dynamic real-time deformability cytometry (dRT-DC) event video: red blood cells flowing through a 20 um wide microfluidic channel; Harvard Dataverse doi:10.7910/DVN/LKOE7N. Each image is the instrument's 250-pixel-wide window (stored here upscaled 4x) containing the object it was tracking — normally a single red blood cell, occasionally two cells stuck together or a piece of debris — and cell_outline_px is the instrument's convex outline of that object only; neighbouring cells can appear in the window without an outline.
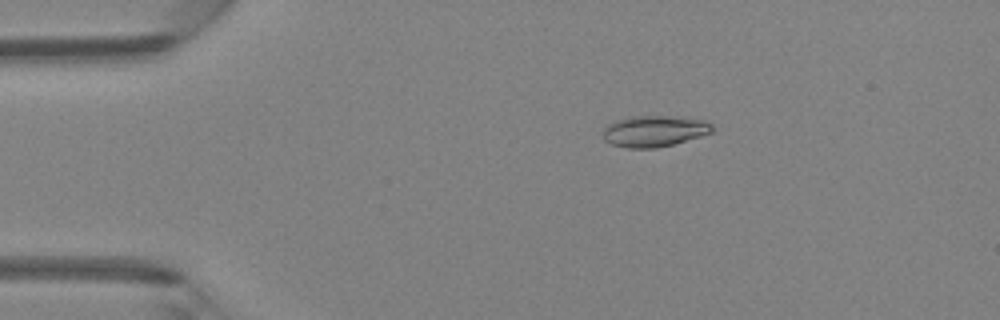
{"species": "Egyptian fruit bat (a non-hibernating species)", "species_latin": "Rousettus aegyptiacus", "temperature_condition": "room temperature", "stored_images_in_passage": 44, "camera_frame_rate_fps": 3000, "um_per_image_px": 0.085, "animal": {"sex": "female"}, "frame": {"image": 1, "passage_image": 6, "time_ms": 1.667, "image_size_px": [1000, 320], "cell_outline_px": [[712, 132], [700, 136], [672, 144], [656, 148], [628, 148], [612, 144], [604, 140], [604, 128], [608, 124], [616, 120], [632, 116], [668, 116], [704, 120], [712, 124]], "centroid_in_image_um": [55.59, 11.14], "position_along_channel_um": 29.4, "area_um2": 19.59}}
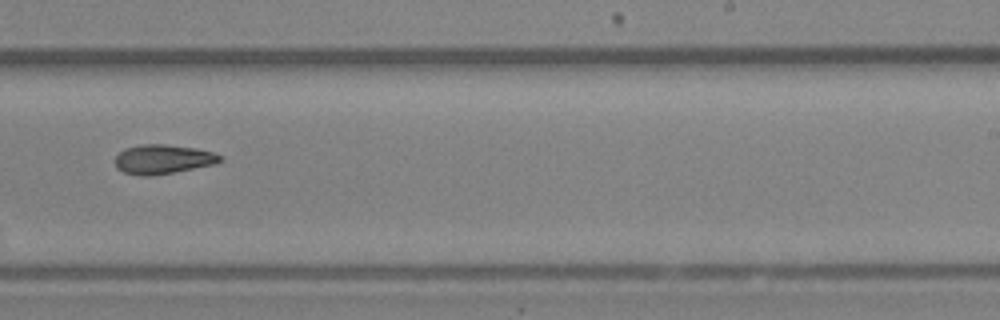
{"frame": {"image": 2, "passage_image": 27, "time_ms": 8.667, "image_size_px": [1000, 320], "cell_outline_px": [[220, 160], [216, 164], [152, 176], [140, 176], [124, 172], [116, 168], [116, 156], [124, 148], [140, 144], [164, 144], [196, 148], [212, 152], [220, 156]], "centroid_in_image_um": [13.81, 13.53], "position_along_channel_um": 275.2, "area_um2": 17.86}}
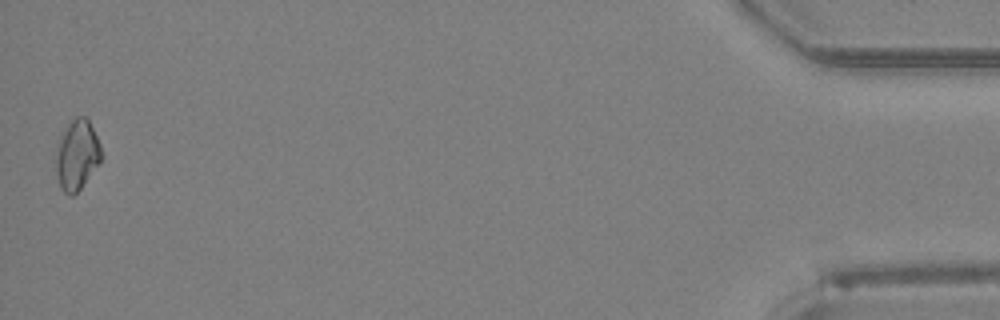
{"frame": {"image": 3, "passage_image": 44, "time_ms": 14.333, "image_size_px": [1000, 320], "cell_outline_px": [[104, 156], [80, 188], [72, 196], [68, 196], [60, 188], [56, 172], [56, 160], [60, 136], [68, 124], [76, 116], [84, 116], [88, 120], [100, 144]], "centroid_in_image_um": [6.55, 13.18], "position_along_channel_um": 428.6, "area_um2": 18.26}, "authors_computed_cell_mechanics": {"area_um2": 17.8891, "velocity_mm_per_s": 4.3228, "shape_relaxation_time_tau1_ms": 6.4373, "shape_relaxation_time_tau2_ms": null, "deformation_change_tau1": 0.1617, "deformation_change_tau2": null}}